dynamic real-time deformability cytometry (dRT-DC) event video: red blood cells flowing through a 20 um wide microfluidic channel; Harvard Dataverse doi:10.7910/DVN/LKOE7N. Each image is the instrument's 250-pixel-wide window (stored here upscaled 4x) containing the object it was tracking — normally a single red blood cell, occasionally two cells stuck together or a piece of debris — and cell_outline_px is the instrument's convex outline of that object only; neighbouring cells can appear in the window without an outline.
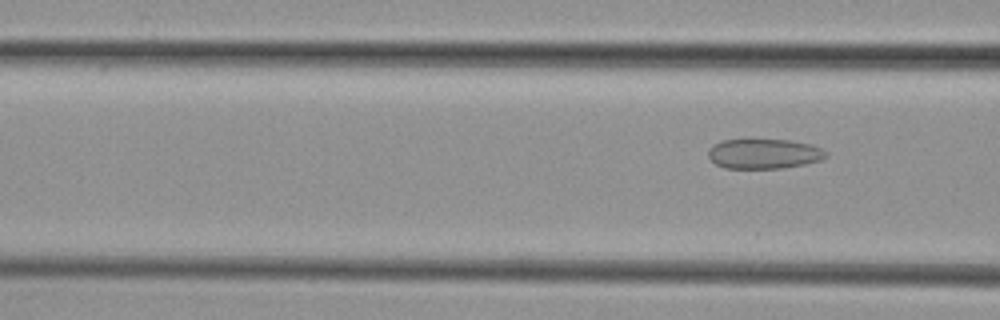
{"species": "common noctule bat (a hibernating species)", "species_latin": "Nyctalus noctula", "temperature_condition": "cold", "stored_images_in_passage": 6, "camera_frame_rate_fps": 3000, "um_per_image_px": 0.085, "animal": {"sex": "female", "body_mass_g": 29.2, "forearm_length_mm": 56.3}, "frame": {"image": 1, "passage_image": 6, "time_ms": 6.667, "image_size_px": [1000, 320], "cell_outline_px": [[828, 156], [820, 160], [804, 164], [784, 168], [724, 168], [716, 164], [708, 156], [708, 152], [712, 144], [724, 140], [788, 140], [812, 144], [828, 152]], "centroid_in_image_um": [64.95, 13.07], "position_along_channel_um": 101.7, "area_um2": 20.46}}